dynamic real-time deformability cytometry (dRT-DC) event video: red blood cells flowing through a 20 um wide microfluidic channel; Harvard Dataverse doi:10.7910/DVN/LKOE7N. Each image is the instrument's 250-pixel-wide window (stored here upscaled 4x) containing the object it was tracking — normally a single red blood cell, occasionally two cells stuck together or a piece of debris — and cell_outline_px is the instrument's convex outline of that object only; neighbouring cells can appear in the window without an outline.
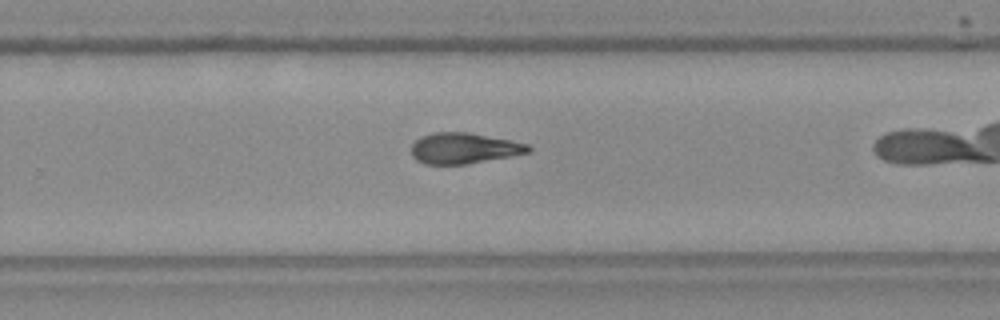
{"species": "Egyptian fruit bat (a non-hibernating species)", "species_latin": "Rousettus aegyptiacus", "temperature_condition": "room temperature", "stored_images_in_passage": 27, "camera_frame_rate_fps": 3000, "um_per_image_px": 0.085, "frame": {"image": 1, "passage_image": 20, "time_ms": 6.333, "image_size_px": [1000, 320], "cell_outline_px": [[532, 148], [528, 152], [512, 156], [464, 164], [424, 164], [416, 160], [412, 156], [412, 144], [420, 136], [436, 132], [468, 132], [528, 144]], "centroid_in_image_um": [39.4, 12.6], "position_along_channel_um": 290.4, "area_um2": 20.81}}
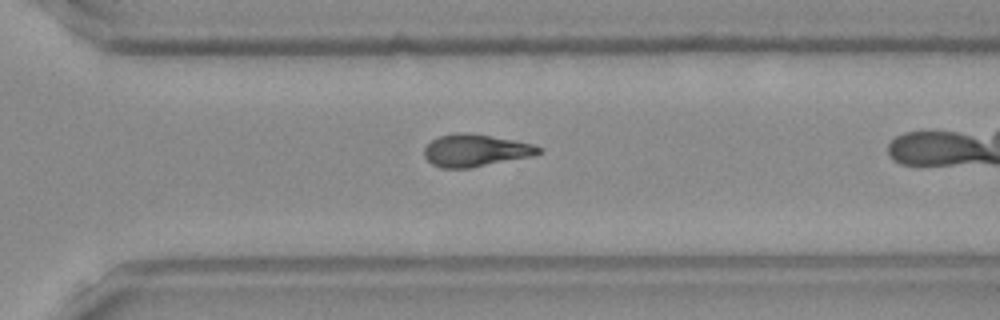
{"frame": {"image": 2, "passage_image": 23, "time_ms": 7.333, "image_size_px": [1000, 320], "cell_outline_px": [[540, 152], [532, 156], [468, 168], [440, 168], [432, 164], [424, 156], [424, 148], [432, 140], [440, 136], [488, 136], [512, 140], [532, 144], [540, 148]], "centroid_in_image_um": [40.4, 12.84], "position_along_channel_um": 330.2, "area_um2": 20.29}}